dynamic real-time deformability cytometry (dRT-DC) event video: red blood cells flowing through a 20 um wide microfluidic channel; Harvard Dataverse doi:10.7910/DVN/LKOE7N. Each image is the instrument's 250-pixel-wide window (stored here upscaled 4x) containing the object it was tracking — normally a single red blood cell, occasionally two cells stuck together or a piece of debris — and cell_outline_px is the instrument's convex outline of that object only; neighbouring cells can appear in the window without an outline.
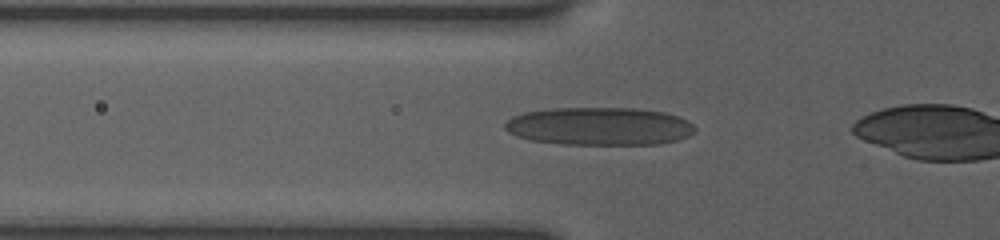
{"species": "human", "species_latin": "Homo sapiens", "temperature_condition": "room temperature", "stored_images_in_passage": 15, "camera_frame_rate_fps": 3000, "um_per_image_px": 0.085, "donor": {"sex": "female"}, "frame": {"image": 1, "passage_image": 13, "time_ms": 4.0, "image_size_px": [1000, 240], "cell_outline_px": [[696, 128], [688, 136], [676, 140], [660, 144], [560, 144], [528, 140], [516, 136], [508, 132], [504, 128], [504, 124], [512, 116], [524, 112], [552, 108], [636, 108], [664, 112], [680, 116], [688, 120]], "centroid_in_image_um": [50.92, 10.73], "position_along_channel_um": 74.9, "area_um2": 42.31}}